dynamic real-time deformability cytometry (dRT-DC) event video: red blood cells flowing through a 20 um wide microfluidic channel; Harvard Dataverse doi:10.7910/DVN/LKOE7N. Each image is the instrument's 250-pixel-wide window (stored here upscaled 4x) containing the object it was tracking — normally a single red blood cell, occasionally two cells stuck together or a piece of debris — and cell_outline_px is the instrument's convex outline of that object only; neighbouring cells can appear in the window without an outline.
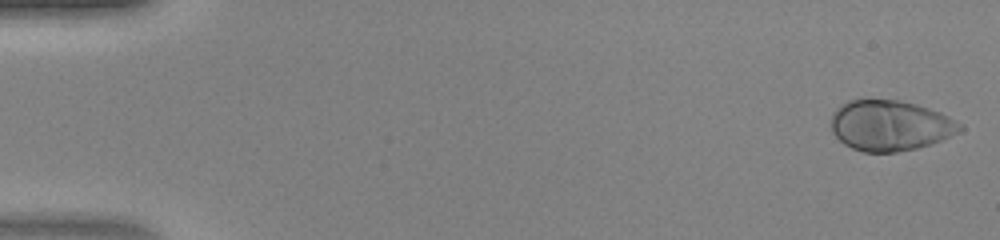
{"species": "human", "species_latin": "Homo sapiens", "temperature_condition": "warm", "stored_images_in_passage": 47, "camera_frame_rate_fps": 3000, "um_per_image_px": 0.085, "donor": {"sex": "female"}, "frame": {"image": 1, "passage_image": 1, "time_ms": 0.0, "image_size_px": [1000, 240], "cell_outline_px": [[964, 128], [960, 132], [940, 140], [916, 148], [896, 152], [864, 152], [852, 148], [844, 144], [832, 132], [832, 112], [840, 104], [848, 100], [900, 100], [916, 104], [940, 112], [964, 124]], "centroid_in_image_um": [75.67, 10.66], "position_along_channel_um": 9.3, "area_um2": 37.92}}
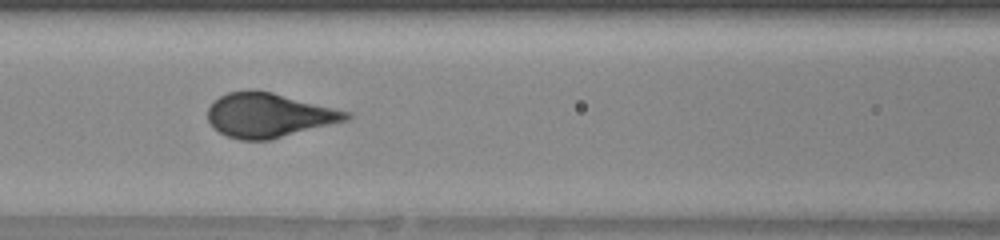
{"frame": {"image": 2, "passage_image": 21, "time_ms": 6.667, "image_size_px": [1000, 240], "cell_outline_px": [[352, 116], [348, 120], [272, 140], [240, 140], [228, 136], [212, 128], [208, 120], [208, 108], [220, 96], [228, 92], [272, 92], [352, 112]], "centroid_in_image_um": [22.89, 9.83], "position_along_channel_um": 143.7, "area_um2": 35.49}}
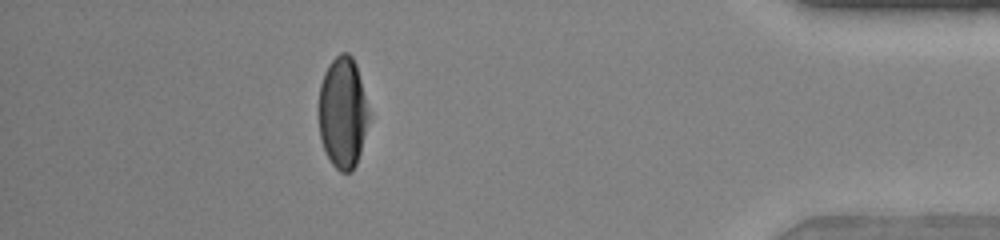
{"frame": {"image": 3, "passage_image": 42, "time_ms": 13.667, "image_size_px": [1000, 240], "cell_outline_px": [[368, 116], [360, 152], [356, 164], [352, 172], [340, 172], [332, 164], [320, 140], [320, 84], [324, 72], [328, 64], [340, 52], [348, 52], [352, 56], [356, 64], [368, 112]], "centroid_in_image_um": [29.11, 9.56], "position_along_channel_um": 406.1, "area_um2": 31.79}}